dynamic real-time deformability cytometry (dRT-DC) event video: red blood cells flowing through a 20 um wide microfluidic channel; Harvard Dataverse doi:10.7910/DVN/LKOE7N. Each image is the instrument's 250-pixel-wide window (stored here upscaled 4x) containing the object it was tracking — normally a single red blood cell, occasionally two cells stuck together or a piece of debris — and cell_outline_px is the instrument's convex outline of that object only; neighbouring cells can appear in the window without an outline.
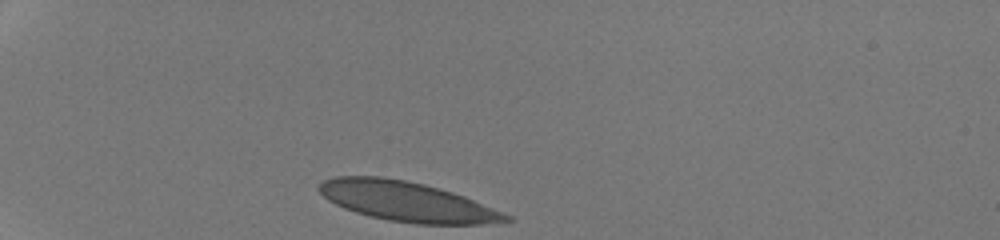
{"species": "human", "species_latin": "Homo sapiens", "temperature_condition": "room temperature", "stored_images_in_passage": 30, "camera_frame_rate_fps": 3000, "um_per_image_px": 0.085, "donor": {"sex": "male"}, "frame": {"image": 1, "passage_image": 1, "time_ms": 0.0, "image_size_px": [1000, 240], "cell_outline_px": [[516, 220], [480, 224], [416, 224], [388, 220], [356, 212], [344, 208], [328, 200], [316, 188], [324, 180], [336, 176], [380, 176], [404, 180], [424, 184], [440, 188], [464, 196], [504, 212], [512, 216]], "centroid_in_image_um": [34.61, 17.13], "position_along_channel_um": 50.4, "area_um2": 43.18}}
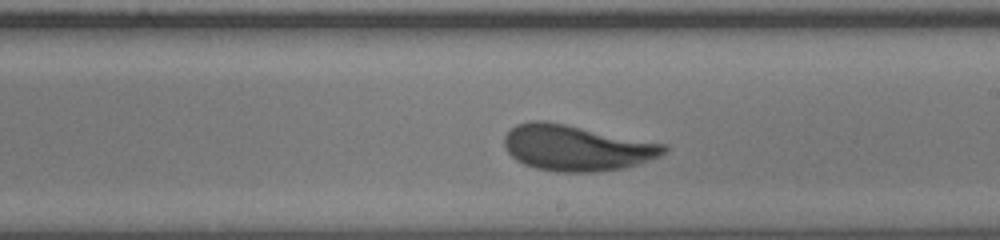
{"frame": {"image": 2, "passage_image": 18, "time_ms": 5.667, "image_size_px": [1000, 240], "cell_outline_px": [[668, 152], [660, 156], [624, 168], [596, 172], [556, 172], [536, 168], [524, 164], [516, 160], [508, 152], [504, 144], [504, 136], [516, 124], [532, 120], [544, 120], [668, 144]], "centroid_in_image_um": [49.02, 12.57], "position_along_channel_um": 240.0, "area_um2": 42.71}}
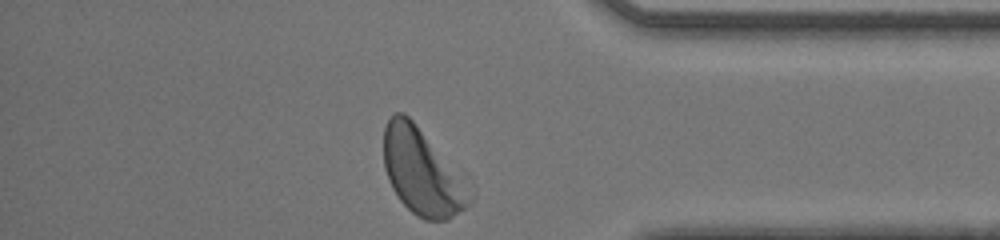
{"frame": {"image": 3, "passage_image": 30, "time_ms": 9.667, "image_size_px": [1000, 240], "cell_outline_px": [[472, 204], [448, 220], [424, 220], [416, 216], [400, 200], [392, 188], [388, 180], [384, 168], [384, 128], [388, 120], [396, 112], [404, 112], [412, 120], [472, 200]], "centroid_in_image_um": [35.72, 14.68], "position_along_channel_um": 399.5, "area_um2": 40.29}, "authors_computed_cell_mechanics": {"area_um2": 42.7431, "velocity_mm_per_s": 4.2146, "shape_relaxation_time_tau1_ms": 2.8332, "shape_relaxation_time_tau2_ms": null, "deformation_change_tau1": 0.1338, "deformation_change_tau2": null}}